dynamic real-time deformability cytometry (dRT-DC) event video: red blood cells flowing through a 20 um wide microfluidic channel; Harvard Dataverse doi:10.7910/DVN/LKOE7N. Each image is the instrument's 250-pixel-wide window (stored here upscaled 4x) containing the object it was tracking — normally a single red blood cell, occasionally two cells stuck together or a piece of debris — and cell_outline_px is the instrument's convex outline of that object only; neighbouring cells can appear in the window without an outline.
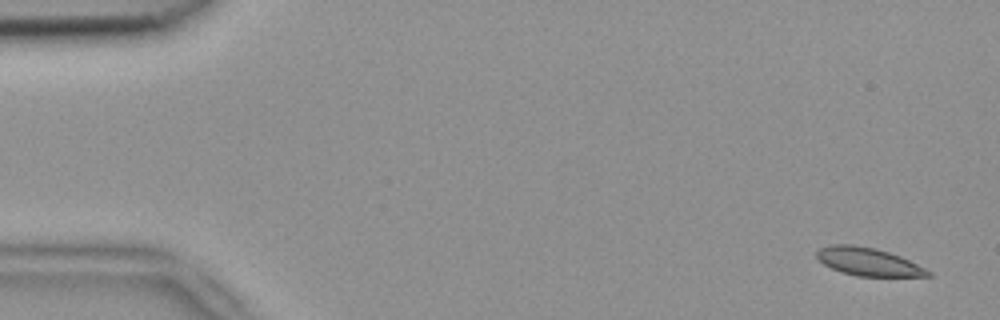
{"species": "common noctule bat (a hibernating species)", "species_latin": "Nyctalus noctula", "temperature_condition": "room temperature", "stored_images_in_passage": 4, "camera_frame_rate_fps": 3000, "um_per_image_px": 0.085, "animal": {"sex": "female", "body_mass_g": 18.4}, "frame": {"image": 1, "passage_image": 1, "time_ms": 0.0, "image_size_px": [1000, 320], "cell_outline_px": [[932, 276], [856, 276], [840, 272], [824, 264], [816, 256], [816, 252], [820, 248], [832, 244], [852, 244], [876, 248], [900, 256], [932, 272]], "centroid_in_image_um": [73.78, 22.24], "position_along_channel_um": 11.2, "area_um2": 18.03}}